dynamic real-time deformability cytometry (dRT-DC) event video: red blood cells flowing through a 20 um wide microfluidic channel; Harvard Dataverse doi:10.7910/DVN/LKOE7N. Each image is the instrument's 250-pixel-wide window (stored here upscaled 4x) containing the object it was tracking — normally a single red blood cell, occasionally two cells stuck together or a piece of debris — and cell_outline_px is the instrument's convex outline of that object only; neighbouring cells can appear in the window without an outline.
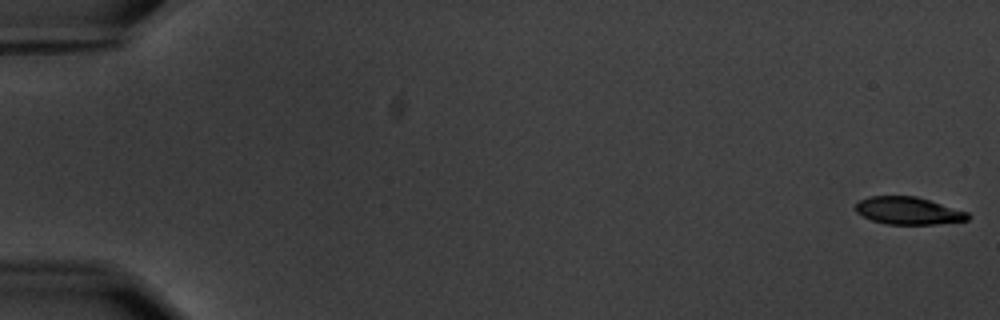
{"species": "common noctule bat (a hibernating species)", "species_latin": "Nyctalus noctula", "temperature_condition": "warm", "stored_images_in_passage": 58, "camera_frame_rate_fps": 3000, "um_per_image_px": 0.085, "animal": {"sex": "male", "body_mass_g": 20.1, "forearm_length_mm": 53.5}, "frame": {"image": 1, "passage_image": 1, "time_ms": 0.0, "image_size_px": [1000, 320], "cell_outline_px": [[972, 216], [968, 220], [936, 224], [884, 224], [872, 220], [856, 212], [856, 204], [860, 200], [868, 196], [916, 196], [968, 212]], "centroid_in_image_um": [77.22, 17.91], "position_along_channel_um": 7.8, "area_um2": 17.92}}
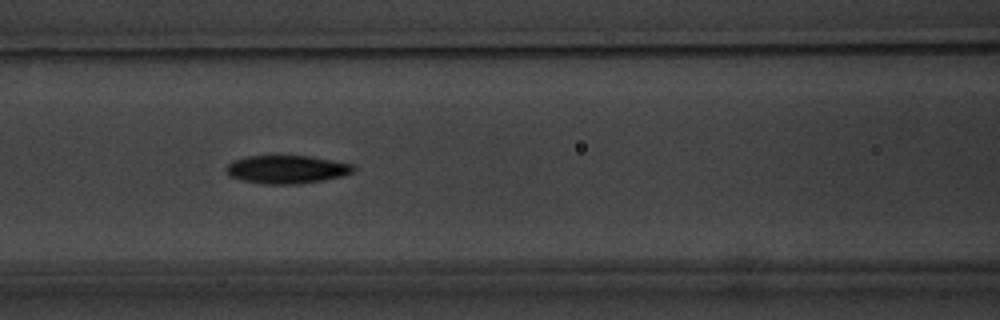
{"frame": {"image": 2, "passage_image": 26, "time_ms": 8.333, "image_size_px": [1000, 320], "cell_outline_px": [[356, 168], [352, 172], [344, 176], [324, 180], [296, 184], [264, 184], [244, 180], [228, 176], [224, 168], [232, 160], [248, 156], [308, 156], [332, 160], [352, 164]], "centroid_in_image_um": [24.36, 14.4], "position_along_channel_um": 142.2, "area_um2": 20.92}}
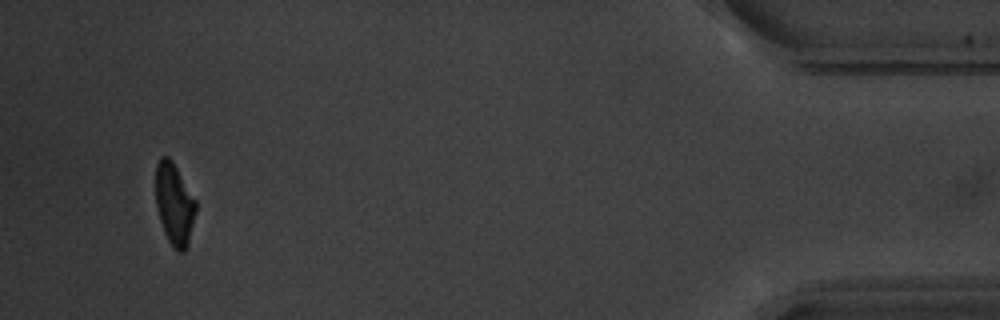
{"frame": {"image": 3, "passage_image": 55, "time_ms": 18.0, "image_size_px": [1000, 320], "cell_outline_px": [[196, 212], [188, 244], [184, 252], [176, 252], [168, 240], [164, 232], [160, 220], [156, 204], [156, 164], [160, 156], [168, 156], [172, 160], [196, 200]], "centroid_in_image_um": [14.82, 17.35], "position_along_channel_um": 420.4, "area_um2": 19.19}, "authors_computed_cell_mechanics": {"area_um2": 20.3167, "velocity_mm_per_s": 3.5869, "shape_relaxation_time_tau1_ms": 3.3653, "shape_relaxation_time_tau2_ms": 5.14, "deformation_change_tau1": 0.1652, "deformation_change_tau2": 0.0908}}